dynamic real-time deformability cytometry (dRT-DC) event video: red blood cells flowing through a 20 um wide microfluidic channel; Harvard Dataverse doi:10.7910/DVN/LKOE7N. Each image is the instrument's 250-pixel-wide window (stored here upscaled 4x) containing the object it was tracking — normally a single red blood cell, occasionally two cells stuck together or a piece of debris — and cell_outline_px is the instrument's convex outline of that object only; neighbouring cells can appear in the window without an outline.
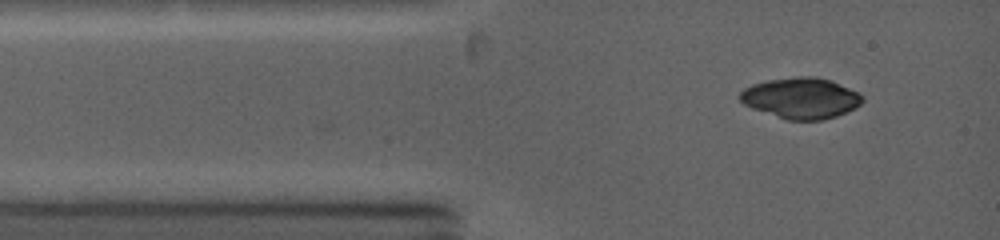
{"species": "common noctule bat (a hibernating species)", "species_latin": "Nyctalus noctula", "temperature_condition": "warm", "stored_images_in_passage": 25, "camera_frame_rate_fps": 5000, "um_per_image_px": 0.085, "animal": {"sex": "female", "body_mass_g": 19.0, "forearm_length_mm": 53.3}, "frame": {"image": 1, "passage_image": 1, "time_ms": 0.0, "image_size_px": [1000, 240], "cell_outline_px": [[864, 100], [856, 108], [836, 116], [824, 120], [788, 120], [752, 108], [744, 104], [740, 100], [740, 92], [744, 88], [752, 84], [768, 80], [796, 76], [816, 76], [832, 80], [860, 92], [864, 96]], "centroid_in_image_um": [68.13, 8.32], "position_along_channel_um": 16.9, "area_um2": 29.42}}
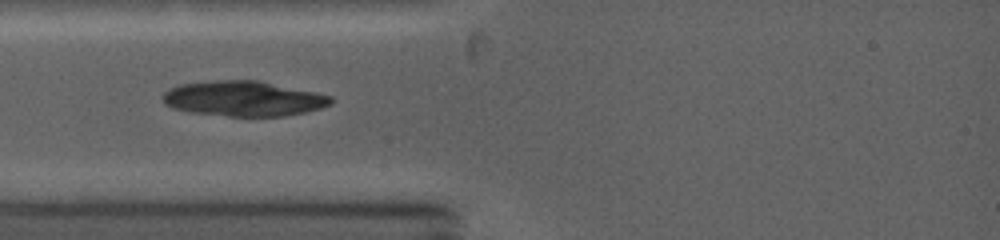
{"frame": {"image": 2, "passage_image": 6, "time_ms": 1.8, "image_size_px": [1000, 240], "cell_outline_px": [[332, 104], [320, 108], [304, 112], [284, 116], [228, 116], [188, 112], [172, 108], [164, 104], [160, 96], [164, 92], [180, 84], [212, 80], [256, 80], [316, 92], [332, 96]], "centroid_in_image_um": [20.66, 8.38], "position_along_channel_um": 64.3, "area_um2": 34.56}}
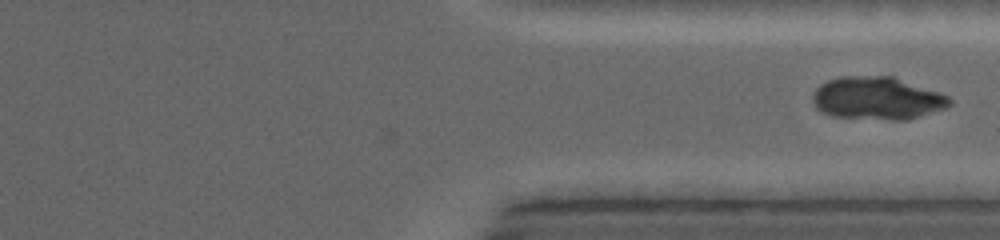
{"frame": {"image": 3, "passage_image": 25, "time_ms": 8.2, "image_size_px": [1000, 240], "cell_outline_px": [[952, 104], [944, 108], [908, 120], [892, 120], [832, 116], [820, 112], [816, 108], [812, 100], [812, 96], [816, 88], [820, 84], [828, 80], [840, 76], [892, 76], [940, 92], [948, 96], [952, 100]], "centroid_in_image_um": [74.54, 8.35], "position_along_channel_um": 336.9, "area_um2": 34.28}}